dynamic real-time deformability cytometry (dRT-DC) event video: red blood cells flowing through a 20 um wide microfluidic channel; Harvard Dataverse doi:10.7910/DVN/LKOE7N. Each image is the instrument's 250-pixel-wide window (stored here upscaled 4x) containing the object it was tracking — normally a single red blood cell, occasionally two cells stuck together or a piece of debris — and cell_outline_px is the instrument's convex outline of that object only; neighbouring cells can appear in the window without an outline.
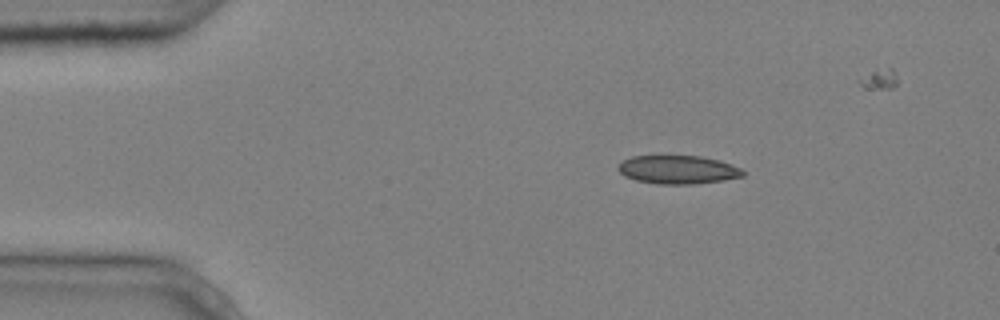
{"species": "common noctule bat (a hibernating species)", "species_latin": "Nyctalus noctula", "temperature_condition": "cold", "stored_images_in_passage": 6, "camera_frame_rate_fps": 3000, "um_per_image_px": 0.085, "animal": {"sex": "male", "body_mass_g": 20.4}, "frame": {"image": 1, "passage_image": 1, "time_ms": 0.0, "image_size_px": [1000, 320], "cell_outline_px": [[744, 176], [724, 180], [696, 184], [656, 184], [636, 180], [624, 176], [616, 168], [624, 160], [632, 156], [700, 156], [720, 160], [744, 168]], "centroid_in_image_um": [57.67, 14.42], "position_along_channel_um": 27.3, "area_um2": 20.87}}
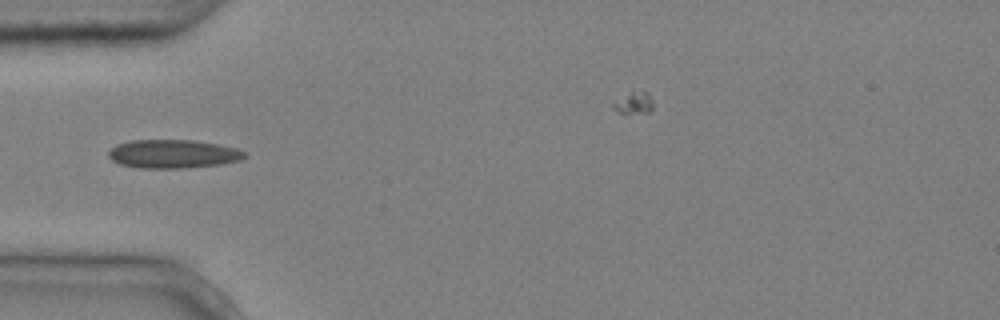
{"frame": {"image": 2, "passage_image": 3, "time_ms": 0.667, "image_size_px": [1000, 320], "cell_outline_px": [[244, 156], [240, 160], [224, 164], [184, 168], [140, 168], [120, 164], [112, 160], [108, 156], [108, 152], [116, 144], [132, 140], [192, 140], [216, 144], [236, 148], [244, 152]], "centroid_in_image_um": [14.68, 13.09], "position_along_channel_um": 70.3, "area_um2": 22.54}}
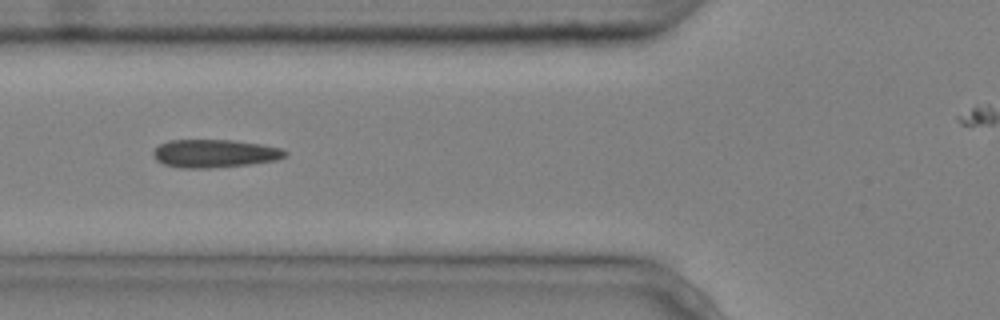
{"frame": {"image": 3, "passage_image": 4, "time_ms": 1.0, "image_size_px": [1000, 320], "cell_outline_px": [[288, 156], [276, 160], [248, 164], [208, 168], [176, 168], [164, 164], [156, 160], [152, 152], [160, 144], [168, 140], [232, 140], [260, 144], [280, 148], [288, 152]], "centroid_in_image_um": [18.23, 13.05], "position_along_channel_um": 107.6, "area_um2": 21.56}}